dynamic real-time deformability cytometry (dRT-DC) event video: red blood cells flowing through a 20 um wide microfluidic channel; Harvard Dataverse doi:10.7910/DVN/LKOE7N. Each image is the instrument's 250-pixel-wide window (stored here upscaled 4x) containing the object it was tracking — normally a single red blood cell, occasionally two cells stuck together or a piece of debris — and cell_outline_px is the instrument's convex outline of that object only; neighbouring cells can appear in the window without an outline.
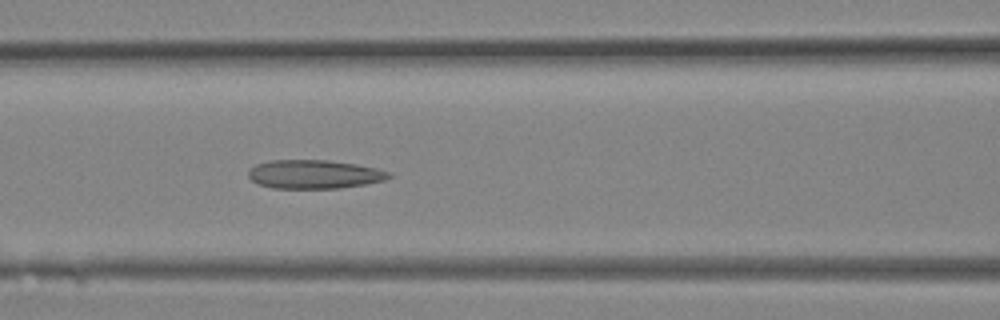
{"species": "Egyptian fruit bat (a non-hibernating species)", "species_latin": "Rousettus aegyptiacus", "temperature_condition": "room temperature", "stored_images_in_passage": 12, "camera_frame_rate_fps": 3000, "um_per_image_px": 0.085, "animal": {"sex": "female"}, "frame": {"image": 1, "passage_image": 12, "time_ms": 3.667, "image_size_px": [1000, 320], "cell_outline_px": [[392, 176], [384, 180], [364, 184], [340, 188], [272, 188], [256, 184], [248, 176], [248, 168], [256, 164], [272, 160], [328, 160], [356, 164], [376, 168], [392, 172]], "centroid_in_image_um": [26.68, 14.81], "position_along_channel_um": 139.9, "area_um2": 23.64}}